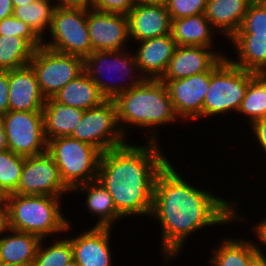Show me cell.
I'll use <instances>...</instances> for the list:
<instances>
[{
    "label": "cell",
    "instance_id": "obj_26",
    "mask_svg": "<svg viewBox=\"0 0 266 266\" xmlns=\"http://www.w3.org/2000/svg\"><path fill=\"white\" fill-rule=\"evenodd\" d=\"M52 99L62 105L72 106L84 111L97 107L106 100L98 86L85 71L67 83Z\"/></svg>",
    "mask_w": 266,
    "mask_h": 266
},
{
    "label": "cell",
    "instance_id": "obj_41",
    "mask_svg": "<svg viewBox=\"0 0 266 266\" xmlns=\"http://www.w3.org/2000/svg\"><path fill=\"white\" fill-rule=\"evenodd\" d=\"M14 7L11 0H0V21L8 16L13 15Z\"/></svg>",
    "mask_w": 266,
    "mask_h": 266
},
{
    "label": "cell",
    "instance_id": "obj_32",
    "mask_svg": "<svg viewBox=\"0 0 266 266\" xmlns=\"http://www.w3.org/2000/svg\"><path fill=\"white\" fill-rule=\"evenodd\" d=\"M25 156L9 149L0 151V190L6 196L13 193L20 182Z\"/></svg>",
    "mask_w": 266,
    "mask_h": 266
},
{
    "label": "cell",
    "instance_id": "obj_43",
    "mask_svg": "<svg viewBox=\"0 0 266 266\" xmlns=\"http://www.w3.org/2000/svg\"><path fill=\"white\" fill-rule=\"evenodd\" d=\"M247 266H266V254L256 253L249 260Z\"/></svg>",
    "mask_w": 266,
    "mask_h": 266
},
{
    "label": "cell",
    "instance_id": "obj_3",
    "mask_svg": "<svg viewBox=\"0 0 266 266\" xmlns=\"http://www.w3.org/2000/svg\"><path fill=\"white\" fill-rule=\"evenodd\" d=\"M113 101L119 127L124 135H127V128L135 129L136 126L145 129L143 133L148 142L160 143L158 126L180 121L167 87L160 79H144L132 89L117 95Z\"/></svg>",
    "mask_w": 266,
    "mask_h": 266
},
{
    "label": "cell",
    "instance_id": "obj_37",
    "mask_svg": "<svg viewBox=\"0 0 266 266\" xmlns=\"http://www.w3.org/2000/svg\"><path fill=\"white\" fill-rule=\"evenodd\" d=\"M9 70H0V117L9 111Z\"/></svg>",
    "mask_w": 266,
    "mask_h": 266
},
{
    "label": "cell",
    "instance_id": "obj_6",
    "mask_svg": "<svg viewBox=\"0 0 266 266\" xmlns=\"http://www.w3.org/2000/svg\"><path fill=\"white\" fill-rule=\"evenodd\" d=\"M47 153L55 161L62 181L72 190L97 180L102 152L93 145L70 136L47 140Z\"/></svg>",
    "mask_w": 266,
    "mask_h": 266
},
{
    "label": "cell",
    "instance_id": "obj_13",
    "mask_svg": "<svg viewBox=\"0 0 266 266\" xmlns=\"http://www.w3.org/2000/svg\"><path fill=\"white\" fill-rule=\"evenodd\" d=\"M165 85L175 112L183 122L202 119L204 98L210 85V72L169 80Z\"/></svg>",
    "mask_w": 266,
    "mask_h": 266
},
{
    "label": "cell",
    "instance_id": "obj_50",
    "mask_svg": "<svg viewBox=\"0 0 266 266\" xmlns=\"http://www.w3.org/2000/svg\"><path fill=\"white\" fill-rule=\"evenodd\" d=\"M0 266H24V265L7 264V263L0 262Z\"/></svg>",
    "mask_w": 266,
    "mask_h": 266
},
{
    "label": "cell",
    "instance_id": "obj_7",
    "mask_svg": "<svg viewBox=\"0 0 266 266\" xmlns=\"http://www.w3.org/2000/svg\"><path fill=\"white\" fill-rule=\"evenodd\" d=\"M256 73L234 65L227 57L210 72V85L204 98L202 119L239 110L250 79Z\"/></svg>",
    "mask_w": 266,
    "mask_h": 266
},
{
    "label": "cell",
    "instance_id": "obj_34",
    "mask_svg": "<svg viewBox=\"0 0 266 266\" xmlns=\"http://www.w3.org/2000/svg\"><path fill=\"white\" fill-rule=\"evenodd\" d=\"M236 34L266 35V5L250 4Z\"/></svg>",
    "mask_w": 266,
    "mask_h": 266
},
{
    "label": "cell",
    "instance_id": "obj_35",
    "mask_svg": "<svg viewBox=\"0 0 266 266\" xmlns=\"http://www.w3.org/2000/svg\"><path fill=\"white\" fill-rule=\"evenodd\" d=\"M170 19L205 14L207 0H165Z\"/></svg>",
    "mask_w": 266,
    "mask_h": 266
},
{
    "label": "cell",
    "instance_id": "obj_33",
    "mask_svg": "<svg viewBox=\"0 0 266 266\" xmlns=\"http://www.w3.org/2000/svg\"><path fill=\"white\" fill-rule=\"evenodd\" d=\"M0 35L25 38L35 49L42 46V40L32 31L27 23L13 15L0 21Z\"/></svg>",
    "mask_w": 266,
    "mask_h": 266
},
{
    "label": "cell",
    "instance_id": "obj_30",
    "mask_svg": "<svg viewBox=\"0 0 266 266\" xmlns=\"http://www.w3.org/2000/svg\"><path fill=\"white\" fill-rule=\"evenodd\" d=\"M35 48L23 37L0 35V70L29 65Z\"/></svg>",
    "mask_w": 266,
    "mask_h": 266
},
{
    "label": "cell",
    "instance_id": "obj_36",
    "mask_svg": "<svg viewBox=\"0 0 266 266\" xmlns=\"http://www.w3.org/2000/svg\"><path fill=\"white\" fill-rule=\"evenodd\" d=\"M134 6L133 0H93L91 9L127 16Z\"/></svg>",
    "mask_w": 266,
    "mask_h": 266
},
{
    "label": "cell",
    "instance_id": "obj_23",
    "mask_svg": "<svg viewBox=\"0 0 266 266\" xmlns=\"http://www.w3.org/2000/svg\"><path fill=\"white\" fill-rule=\"evenodd\" d=\"M77 191H82V194L86 195L88 212L98 218L94 227L113 228L115 222L124 219L116 211L112 196L98 180L76 186L71 190V194Z\"/></svg>",
    "mask_w": 266,
    "mask_h": 266
},
{
    "label": "cell",
    "instance_id": "obj_17",
    "mask_svg": "<svg viewBox=\"0 0 266 266\" xmlns=\"http://www.w3.org/2000/svg\"><path fill=\"white\" fill-rule=\"evenodd\" d=\"M127 18L129 40L134 46L135 42L171 34V19L164 3L135 5Z\"/></svg>",
    "mask_w": 266,
    "mask_h": 266
},
{
    "label": "cell",
    "instance_id": "obj_2",
    "mask_svg": "<svg viewBox=\"0 0 266 266\" xmlns=\"http://www.w3.org/2000/svg\"><path fill=\"white\" fill-rule=\"evenodd\" d=\"M145 142L137 146L129 141L101 154L97 180L112 196L123 218L150 216L156 176L169 161L160 143Z\"/></svg>",
    "mask_w": 266,
    "mask_h": 266
},
{
    "label": "cell",
    "instance_id": "obj_24",
    "mask_svg": "<svg viewBox=\"0 0 266 266\" xmlns=\"http://www.w3.org/2000/svg\"><path fill=\"white\" fill-rule=\"evenodd\" d=\"M40 241L36 235L8 228L0 237V262L33 266Z\"/></svg>",
    "mask_w": 266,
    "mask_h": 266
},
{
    "label": "cell",
    "instance_id": "obj_48",
    "mask_svg": "<svg viewBox=\"0 0 266 266\" xmlns=\"http://www.w3.org/2000/svg\"><path fill=\"white\" fill-rule=\"evenodd\" d=\"M5 195L0 190V205L5 204Z\"/></svg>",
    "mask_w": 266,
    "mask_h": 266
},
{
    "label": "cell",
    "instance_id": "obj_22",
    "mask_svg": "<svg viewBox=\"0 0 266 266\" xmlns=\"http://www.w3.org/2000/svg\"><path fill=\"white\" fill-rule=\"evenodd\" d=\"M216 32L205 14L171 20V35L177 46L214 47Z\"/></svg>",
    "mask_w": 266,
    "mask_h": 266
},
{
    "label": "cell",
    "instance_id": "obj_42",
    "mask_svg": "<svg viewBox=\"0 0 266 266\" xmlns=\"http://www.w3.org/2000/svg\"><path fill=\"white\" fill-rule=\"evenodd\" d=\"M8 229L7 209L6 205H0V237Z\"/></svg>",
    "mask_w": 266,
    "mask_h": 266
},
{
    "label": "cell",
    "instance_id": "obj_5",
    "mask_svg": "<svg viewBox=\"0 0 266 266\" xmlns=\"http://www.w3.org/2000/svg\"><path fill=\"white\" fill-rule=\"evenodd\" d=\"M84 71L106 99H114L120 93L132 89L145 79L138 70L134 54L128 52L127 49L92 52L84 59ZM114 72L119 75L117 77V79L120 78L119 81L114 82L110 79L108 81L105 77L115 75Z\"/></svg>",
    "mask_w": 266,
    "mask_h": 266
},
{
    "label": "cell",
    "instance_id": "obj_40",
    "mask_svg": "<svg viewBox=\"0 0 266 266\" xmlns=\"http://www.w3.org/2000/svg\"><path fill=\"white\" fill-rule=\"evenodd\" d=\"M58 6L90 9L93 0H55Z\"/></svg>",
    "mask_w": 266,
    "mask_h": 266
},
{
    "label": "cell",
    "instance_id": "obj_21",
    "mask_svg": "<svg viewBox=\"0 0 266 266\" xmlns=\"http://www.w3.org/2000/svg\"><path fill=\"white\" fill-rule=\"evenodd\" d=\"M236 58H227L237 67L256 74L266 73V35L235 34L230 40Z\"/></svg>",
    "mask_w": 266,
    "mask_h": 266
},
{
    "label": "cell",
    "instance_id": "obj_20",
    "mask_svg": "<svg viewBox=\"0 0 266 266\" xmlns=\"http://www.w3.org/2000/svg\"><path fill=\"white\" fill-rule=\"evenodd\" d=\"M248 0H207L205 17L217 34L230 40L239 30L249 7Z\"/></svg>",
    "mask_w": 266,
    "mask_h": 266
},
{
    "label": "cell",
    "instance_id": "obj_10",
    "mask_svg": "<svg viewBox=\"0 0 266 266\" xmlns=\"http://www.w3.org/2000/svg\"><path fill=\"white\" fill-rule=\"evenodd\" d=\"M29 65L46 99L52 98L67 83L84 72L82 57L60 53L43 45L34 50Z\"/></svg>",
    "mask_w": 266,
    "mask_h": 266
},
{
    "label": "cell",
    "instance_id": "obj_12",
    "mask_svg": "<svg viewBox=\"0 0 266 266\" xmlns=\"http://www.w3.org/2000/svg\"><path fill=\"white\" fill-rule=\"evenodd\" d=\"M69 192L71 190L62 181L55 161L47 152L25 157L20 182L13 193L64 197Z\"/></svg>",
    "mask_w": 266,
    "mask_h": 266
},
{
    "label": "cell",
    "instance_id": "obj_9",
    "mask_svg": "<svg viewBox=\"0 0 266 266\" xmlns=\"http://www.w3.org/2000/svg\"><path fill=\"white\" fill-rule=\"evenodd\" d=\"M98 148L102 153L128 143L119 127L116 105L106 99L99 106L85 110L70 136Z\"/></svg>",
    "mask_w": 266,
    "mask_h": 266
},
{
    "label": "cell",
    "instance_id": "obj_31",
    "mask_svg": "<svg viewBox=\"0 0 266 266\" xmlns=\"http://www.w3.org/2000/svg\"><path fill=\"white\" fill-rule=\"evenodd\" d=\"M66 238V239H65ZM52 240L49 246L41 239L33 266H64L73 260V248L68 237Z\"/></svg>",
    "mask_w": 266,
    "mask_h": 266
},
{
    "label": "cell",
    "instance_id": "obj_46",
    "mask_svg": "<svg viewBox=\"0 0 266 266\" xmlns=\"http://www.w3.org/2000/svg\"><path fill=\"white\" fill-rule=\"evenodd\" d=\"M11 1H12L13 7H17V6H22V5H26L29 3H33L36 0H11Z\"/></svg>",
    "mask_w": 266,
    "mask_h": 266
},
{
    "label": "cell",
    "instance_id": "obj_29",
    "mask_svg": "<svg viewBox=\"0 0 266 266\" xmlns=\"http://www.w3.org/2000/svg\"><path fill=\"white\" fill-rule=\"evenodd\" d=\"M238 113L248 119L249 125L266 117V73L255 74L250 79Z\"/></svg>",
    "mask_w": 266,
    "mask_h": 266
},
{
    "label": "cell",
    "instance_id": "obj_8",
    "mask_svg": "<svg viewBox=\"0 0 266 266\" xmlns=\"http://www.w3.org/2000/svg\"><path fill=\"white\" fill-rule=\"evenodd\" d=\"M49 32L50 40L42 42L49 49L83 59L92 53L85 8L57 5Z\"/></svg>",
    "mask_w": 266,
    "mask_h": 266
},
{
    "label": "cell",
    "instance_id": "obj_28",
    "mask_svg": "<svg viewBox=\"0 0 266 266\" xmlns=\"http://www.w3.org/2000/svg\"><path fill=\"white\" fill-rule=\"evenodd\" d=\"M53 0H36L22 6L14 7L13 16L24 21L32 31L43 41L47 37L52 24V17L57 6ZM45 36V37H44Z\"/></svg>",
    "mask_w": 266,
    "mask_h": 266
},
{
    "label": "cell",
    "instance_id": "obj_16",
    "mask_svg": "<svg viewBox=\"0 0 266 266\" xmlns=\"http://www.w3.org/2000/svg\"><path fill=\"white\" fill-rule=\"evenodd\" d=\"M110 227H91L69 238L79 266H113ZM113 259V260H112Z\"/></svg>",
    "mask_w": 266,
    "mask_h": 266
},
{
    "label": "cell",
    "instance_id": "obj_27",
    "mask_svg": "<svg viewBox=\"0 0 266 266\" xmlns=\"http://www.w3.org/2000/svg\"><path fill=\"white\" fill-rule=\"evenodd\" d=\"M223 239L217 243L216 248H212V257L208 261L211 266H247L257 253L249 238Z\"/></svg>",
    "mask_w": 266,
    "mask_h": 266
},
{
    "label": "cell",
    "instance_id": "obj_39",
    "mask_svg": "<svg viewBox=\"0 0 266 266\" xmlns=\"http://www.w3.org/2000/svg\"><path fill=\"white\" fill-rule=\"evenodd\" d=\"M252 130V133L255 135V142H258L259 148L265 152L266 154V117L261 118L255 122H253L249 126Z\"/></svg>",
    "mask_w": 266,
    "mask_h": 266
},
{
    "label": "cell",
    "instance_id": "obj_38",
    "mask_svg": "<svg viewBox=\"0 0 266 266\" xmlns=\"http://www.w3.org/2000/svg\"><path fill=\"white\" fill-rule=\"evenodd\" d=\"M254 224L255 225L252 226L251 233L252 234L254 233V236L256 235L255 237L257 240H259L258 242L260 244H258V242H254V240H252L251 243L253 247L256 249L257 253L265 254V252L262 249L264 247L266 248V217L264 219H260V222Z\"/></svg>",
    "mask_w": 266,
    "mask_h": 266
},
{
    "label": "cell",
    "instance_id": "obj_1",
    "mask_svg": "<svg viewBox=\"0 0 266 266\" xmlns=\"http://www.w3.org/2000/svg\"><path fill=\"white\" fill-rule=\"evenodd\" d=\"M174 166L168 161L158 172L149 216L157 219L161 226L159 250H162L163 266L182 253L192 233L206 227L227 225L228 222H245L241 210H237L239 202L235 199L227 201L211 190L194 187Z\"/></svg>",
    "mask_w": 266,
    "mask_h": 266
},
{
    "label": "cell",
    "instance_id": "obj_47",
    "mask_svg": "<svg viewBox=\"0 0 266 266\" xmlns=\"http://www.w3.org/2000/svg\"><path fill=\"white\" fill-rule=\"evenodd\" d=\"M249 4H264L266 5V0H248Z\"/></svg>",
    "mask_w": 266,
    "mask_h": 266
},
{
    "label": "cell",
    "instance_id": "obj_45",
    "mask_svg": "<svg viewBox=\"0 0 266 266\" xmlns=\"http://www.w3.org/2000/svg\"><path fill=\"white\" fill-rule=\"evenodd\" d=\"M135 5L138 4H160L164 3L165 0H133Z\"/></svg>",
    "mask_w": 266,
    "mask_h": 266
},
{
    "label": "cell",
    "instance_id": "obj_19",
    "mask_svg": "<svg viewBox=\"0 0 266 266\" xmlns=\"http://www.w3.org/2000/svg\"><path fill=\"white\" fill-rule=\"evenodd\" d=\"M9 111H42L46 98L30 65L9 70Z\"/></svg>",
    "mask_w": 266,
    "mask_h": 266
},
{
    "label": "cell",
    "instance_id": "obj_25",
    "mask_svg": "<svg viewBox=\"0 0 266 266\" xmlns=\"http://www.w3.org/2000/svg\"><path fill=\"white\" fill-rule=\"evenodd\" d=\"M84 110L46 99L42 109L46 140L71 136Z\"/></svg>",
    "mask_w": 266,
    "mask_h": 266
},
{
    "label": "cell",
    "instance_id": "obj_44",
    "mask_svg": "<svg viewBox=\"0 0 266 266\" xmlns=\"http://www.w3.org/2000/svg\"><path fill=\"white\" fill-rule=\"evenodd\" d=\"M7 149H8V145H7L6 132L4 130V125L0 117V151H4Z\"/></svg>",
    "mask_w": 266,
    "mask_h": 266
},
{
    "label": "cell",
    "instance_id": "obj_14",
    "mask_svg": "<svg viewBox=\"0 0 266 266\" xmlns=\"http://www.w3.org/2000/svg\"><path fill=\"white\" fill-rule=\"evenodd\" d=\"M89 38L94 51H120L129 42L128 18L122 14L87 9ZM125 46V47H124Z\"/></svg>",
    "mask_w": 266,
    "mask_h": 266
},
{
    "label": "cell",
    "instance_id": "obj_4",
    "mask_svg": "<svg viewBox=\"0 0 266 266\" xmlns=\"http://www.w3.org/2000/svg\"><path fill=\"white\" fill-rule=\"evenodd\" d=\"M61 198L17 193L6 195L8 228L36 235L40 239H51V236L64 235V232L67 234L73 224L62 213Z\"/></svg>",
    "mask_w": 266,
    "mask_h": 266
},
{
    "label": "cell",
    "instance_id": "obj_15",
    "mask_svg": "<svg viewBox=\"0 0 266 266\" xmlns=\"http://www.w3.org/2000/svg\"><path fill=\"white\" fill-rule=\"evenodd\" d=\"M213 47L177 46L167 69L160 80L166 83L169 80L186 78L202 72H211L224 58L225 52H219Z\"/></svg>",
    "mask_w": 266,
    "mask_h": 266
},
{
    "label": "cell",
    "instance_id": "obj_11",
    "mask_svg": "<svg viewBox=\"0 0 266 266\" xmlns=\"http://www.w3.org/2000/svg\"><path fill=\"white\" fill-rule=\"evenodd\" d=\"M1 119L10 151L25 157L47 152L42 111H8Z\"/></svg>",
    "mask_w": 266,
    "mask_h": 266
},
{
    "label": "cell",
    "instance_id": "obj_18",
    "mask_svg": "<svg viewBox=\"0 0 266 266\" xmlns=\"http://www.w3.org/2000/svg\"><path fill=\"white\" fill-rule=\"evenodd\" d=\"M138 43L133 53L138 70L145 79H160L177 45L171 34L145 39Z\"/></svg>",
    "mask_w": 266,
    "mask_h": 266
},
{
    "label": "cell",
    "instance_id": "obj_49",
    "mask_svg": "<svg viewBox=\"0 0 266 266\" xmlns=\"http://www.w3.org/2000/svg\"><path fill=\"white\" fill-rule=\"evenodd\" d=\"M64 266H79L77 264V262L73 259L72 261H70L68 264L64 265Z\"/></svg>",
    "mask_w": 266,
    "mask_h": 266
}]
</instances>
